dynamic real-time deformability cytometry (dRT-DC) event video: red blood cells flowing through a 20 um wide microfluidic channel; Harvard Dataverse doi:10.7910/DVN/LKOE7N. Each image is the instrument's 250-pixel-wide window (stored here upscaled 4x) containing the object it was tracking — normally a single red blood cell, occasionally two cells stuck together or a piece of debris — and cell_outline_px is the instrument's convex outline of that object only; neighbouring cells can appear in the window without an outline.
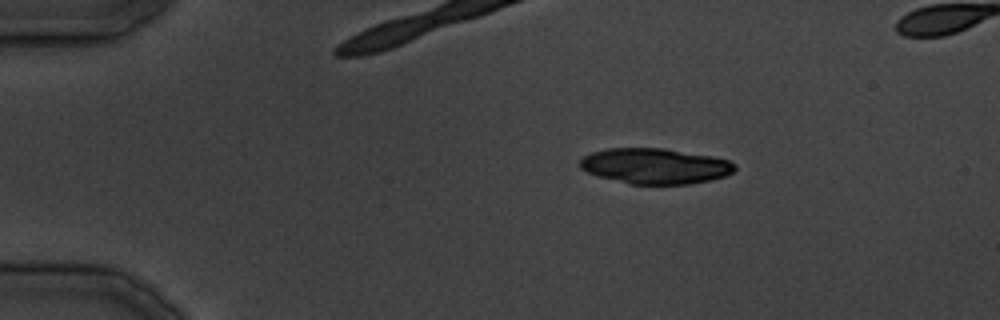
{"species": "common noctule bat (a hibernating species)", "species_latin": "Nyctalus noctula", "temperature_condition": "cold", "stored_images_in_passage": 11, "camera_frame_rate_fps": 3000, "um_per_image_px": 0.085, "animal": {"sex": "male", "body_mass_g": 19.5, "forearm_length_mm": 54.6}, "frame": {"image": 1, "passage_image": 5, "time_ms": 4.667, "image_size_px": [1000, 320], "cell_outline_px": [[736, 168], [732, 172], [724, 176], [712, 180], [688, 184], [628, 184], [596, 176], [580, 168], [580, 160], [584, 156], [592, 152], [608, 148], [664, 148], [712, 156], [728, 160], [736, 164]], "centroid_in_image_um": [55.67, 14.11], "position_along_channel_um": 29.3, "area_um2": 32.19}}